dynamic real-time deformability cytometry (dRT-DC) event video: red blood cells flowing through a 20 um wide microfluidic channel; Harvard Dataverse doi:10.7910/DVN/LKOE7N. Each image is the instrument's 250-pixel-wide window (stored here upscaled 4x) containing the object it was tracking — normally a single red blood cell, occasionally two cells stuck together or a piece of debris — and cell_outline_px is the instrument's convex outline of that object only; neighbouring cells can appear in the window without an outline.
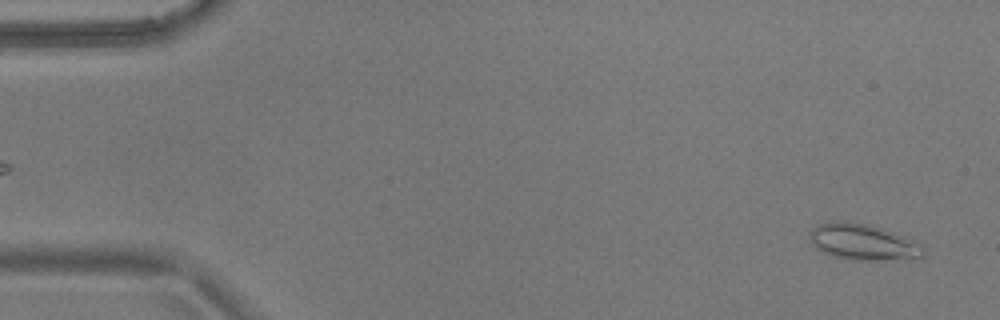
{"species": "common noctule bat (a hibernating species)", "species_latin": "Nyctalus noctula", "temperature_condition": "warm", "stored_images_in_passage": 54, "camera_frame_rate_fps": 3000, "um_per_image_px": 0.085, "animal": {"sex": "male", "body_mass_g": 17.9}, "frame": {"image": 1, "passage_image": 2, "time_ms": 0.333, "image_size_px": [1000, 320], "cell_outline_px": [[924, 256], [872, 260], [848, 260], [832, 256], [816, 248], [808, 240], [808, 236], [812, 228], [820, 224], [832, 220], [844, 220], [868, 224], [884, 228], [924, 244]], "centroid_in_image_um": [73.31, 20.54], "position_along_channel_um": 11.7, "area_um2": 24.16}}
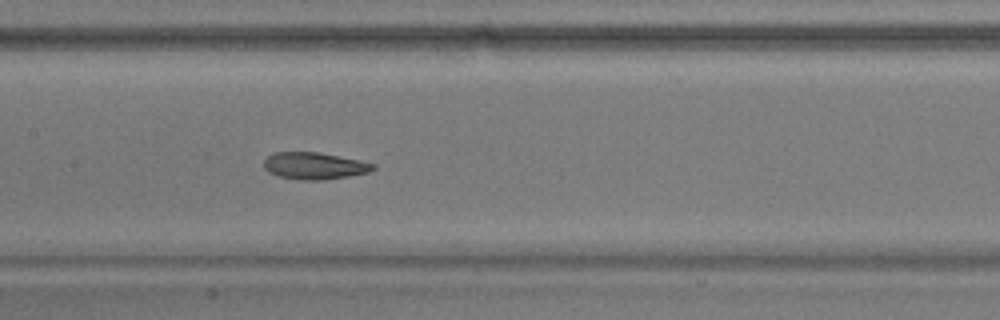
{"frame": {"image": 2, "passage_image": 26, "time_ms": 8.333, "image_size_px": [1000, 320], "cell_outline_px": [[376, 168], [368, 172], [348, 176], [324, 180], [300, 180], [280, 176], [268, 172], [264, 168], [264, 160], [272, 152], [320, 152], [360, 160], [376, 164]], "centroid_in_image_um": [26.73, 14.09], "position_along_channel_um": 180.7, "area_um2": 17.22}}
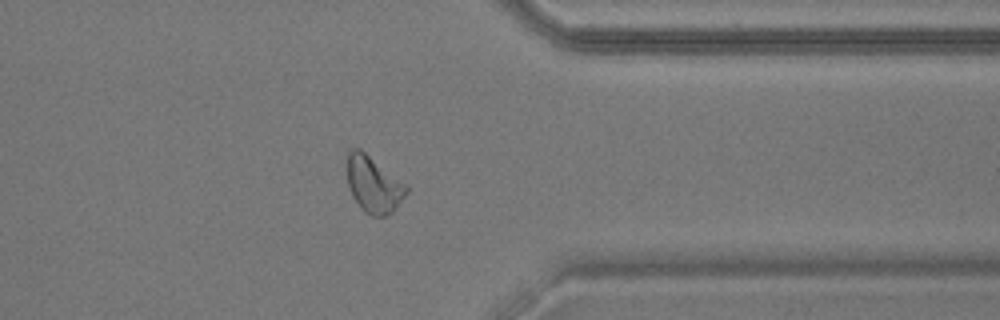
{"frame": {"image": 3, "passage_image": 43, "time_ms": 14.0, "image_size_px": [1000, 320], "cell_outline_px": [[408, 192], [396, 208], [392, 212], [384, 216], [372, 216], [360, 208], [352, 196], [348, 184], [344, 164], [348, 152], [352, 148], [360, 148], [404, 184], [408, 188]], "centroid_in_image_um": [31.68, 15.67], "position_along_channel_um": 379.7, "area_um2": 19.48}, "authors_computed_cell_mechanics": {"area_um2": 19.2185, "velocity_mm_per_s": 3.6564, "shape_relaxation_time_tau1_ms": 6.2094, "shape_relaxation_time_tau2_ms": 2.1265, "deformation_change_tau1": 0.1545, "deformation_change_tau2": 0.0862}}